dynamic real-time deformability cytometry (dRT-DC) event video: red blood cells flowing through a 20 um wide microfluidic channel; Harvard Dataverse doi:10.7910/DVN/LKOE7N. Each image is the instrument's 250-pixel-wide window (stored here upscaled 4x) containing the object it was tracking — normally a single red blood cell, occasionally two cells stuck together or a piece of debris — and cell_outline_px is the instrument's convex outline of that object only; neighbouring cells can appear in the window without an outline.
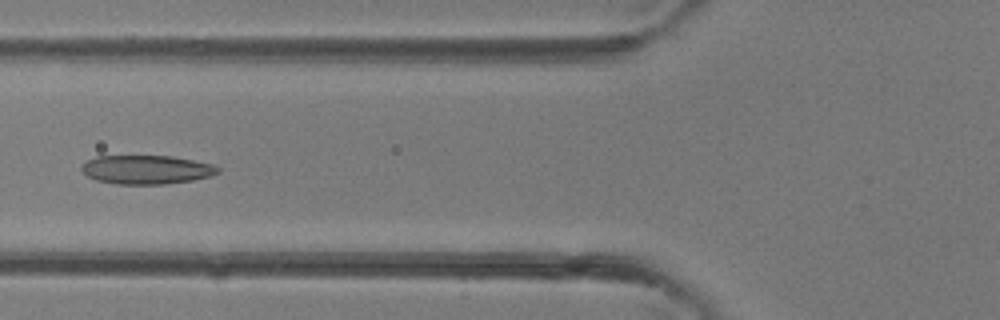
{"species": "common noctule bat (a hibernating species)", "species_latin": "Nyctalus noctula", "temperature_condition": "room temperature", "stored_images_in_passage": 39, "camera_frame_rate_fps": 3000, "um_per_image_px": 0.085, "animal": {"sex": "female"}, "frame": {"image": 1, "passage_image": 15, "time_ms": 4.667, "image_size_px": [1000, 320], "cell_outline_px": [[220, 172], [212, 176], [192, 180], [164, 184], [116, 184], [96, 180], [88, 176], [80, 168], [88, 160], [96, 156], [172, 156], [212, 164], [220, 168]], "centroid_in_image_um": [12.47, 14.42], "position_along_channel_um": 113.3, "area_um2": 22.83}}
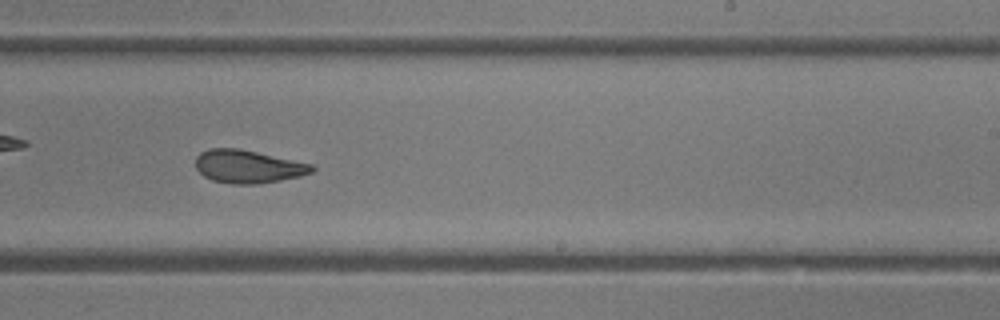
{"frame": {"image": 2, "passage_image": 24, "time_ms": 7.667, "image_size_px": [1000, 320], "cell_outline_px": [[316, 168], [312, 172], [300, 176], [280, 180], [256, 184], [232, 184], [212, 180], [204, 176], [196, 168], [196, 156], [200, 152], [208, 148], [236, 148], [256, 152], [312, 164]], "centroid_in_image_um": [21.06, 14.15], "position_along_channel_um": 267.9, "area_um2": 22.25}}
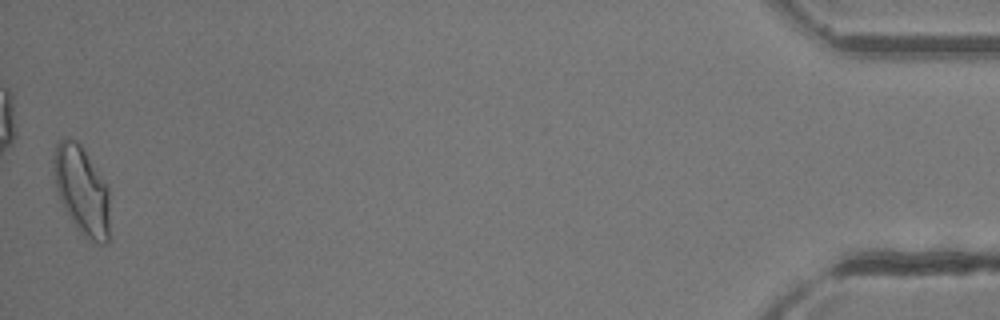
{"frame": {"image": 3, "passage_image": 39, "time_ms": 12.667, "image_size_px": [1000, 320], "cell_outline_px": [[108, 244], [100, 244], [84, 236], [76, 228], [64, 208], [60, 200], [56, 188], [52, 164], [52, 156], [56, 144], [60, 136], [68, 136], [76, 140], [80, 144], [108, 184]], "centroid_in_image_um": [6.92, 16.11], "position_along_channel_um": 428.3, "area_um2": 29.25}}